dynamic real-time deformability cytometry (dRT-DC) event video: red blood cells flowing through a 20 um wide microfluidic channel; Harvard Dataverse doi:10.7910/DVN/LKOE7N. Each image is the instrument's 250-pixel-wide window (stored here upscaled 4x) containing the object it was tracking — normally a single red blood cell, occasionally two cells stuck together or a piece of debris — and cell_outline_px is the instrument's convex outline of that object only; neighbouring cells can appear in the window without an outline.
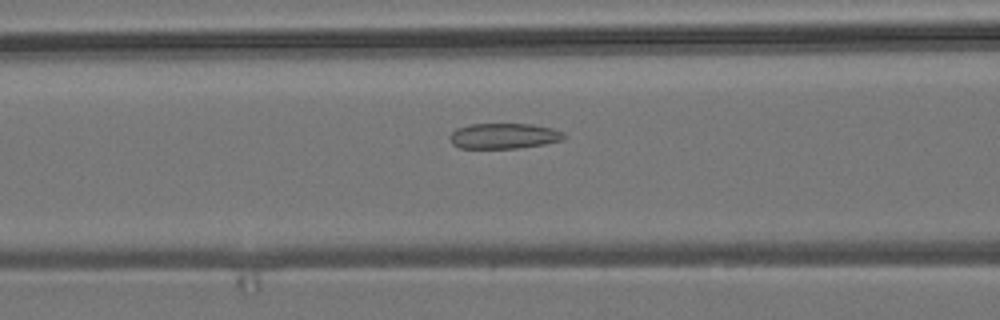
{"species": "common noctule bat (a hibernating species)", "species_latin": "Nyctalus noctula", "temperature_condition": "room temperature", "stored_images_in_passage": 54, "camera_frame_rate_fps": 3000, "um_per_image_px": 0.085, "animal": {"sex": "male", "body_mass_g": 19.2, "forearm_length_mm": 51.8}, "frame": {"image": 1, "passage_image": 22, "time_ms": 7.0, "image_size_px": [1000, 320], "cell_outline_px": [[568, 136], [564, 140], [544, 144], [516, 148], [460, 148], [452, 144], [448, 136], [456, 128], [468, 124], [532, 124], [552, 128], [564, 132]], "centroid_in_image_um": [42.84, 11.55], "position_along_channel_um": 123.8, "area_um2": 17.17}}
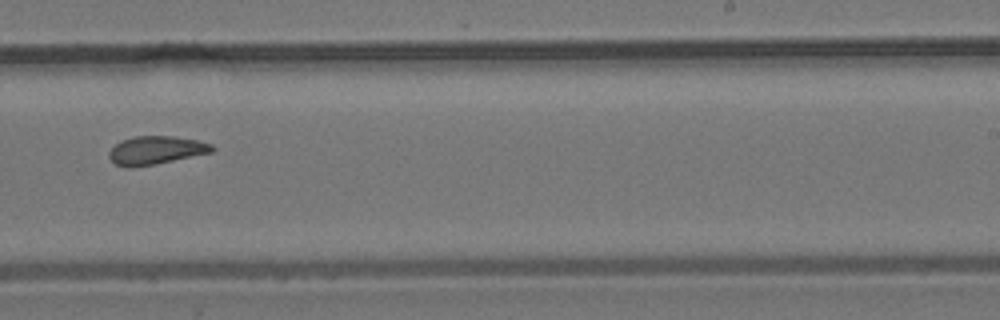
{"frame": {"image": 2, "passage_image": 34, "time_ms": 11.0, "image_size_px": [1000, 320], "cell_outline_px": [[216, 148], [212, 152], [156, 164], [132, 168], [128, 168], [116, 164], [108, 156], [108, 152], [120, 140], [136, 136], [172, 136], [196, 140], [212, 144]], "centroid_in_image_um": [13.24, 12.77], "position_along_channel_um": 275.8, "area_um2": 16.99}}
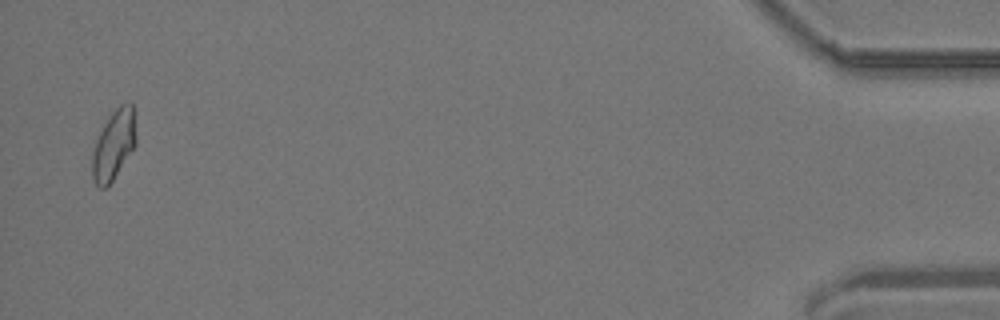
{"frame": {"image": 3, "passage_image": 53, "time_ms": 17.333, "image_size_px": [1000, 320], "cell_outline_px": [[136, 144], [112, 180], [104, 188], [100, 188], [96, 184], [92, 176], [92, 152], [96, 140], [108, 116], [120, 104], [132, 104], [136, 136]], "centroid_in_image_um": [9.65, 12.3], "position_along_channel_um": 425.5, "area_um2": 17.4}, "authors_computed_cell_mechanics": {"area_um2": 17.4845, "velocity_mm_per_s": 3.8099, "shape_relaxation_time_tau1_ms": null, "shape_relaxation_time_tau2_ms": 2.6043, "deformation_change_tau1": null, "deformation_change_tau2": 0.0994}}